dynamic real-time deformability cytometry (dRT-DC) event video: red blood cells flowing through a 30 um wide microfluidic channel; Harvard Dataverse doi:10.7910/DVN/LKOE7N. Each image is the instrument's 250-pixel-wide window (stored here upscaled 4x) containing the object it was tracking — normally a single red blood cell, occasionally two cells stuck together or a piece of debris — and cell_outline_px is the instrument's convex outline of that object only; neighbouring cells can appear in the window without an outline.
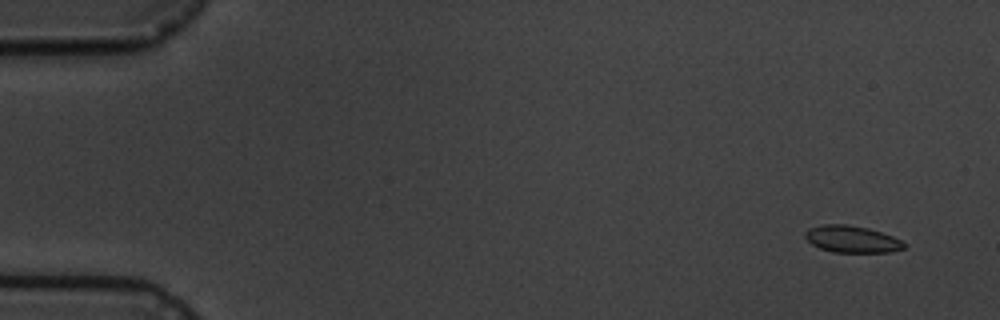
{"species": "common noctule bat (a hibernating species)", "species_latin": "Nyctalus noctula", "temperature_condition": "cold", "stored_images_in_passage": 4, "camera_frame_rate_fps": 3000, "um_per_image_px": 0.085, "animal": {"sex": "male", "body_mass_g": 19.5, "forearm_length_mm": 54.6}, "frame": {"image": 1, "passage_image": 1, "time_ms": 0.0, "image_size_px": [1000, 320], "cell_outline_px": [[908, 244], [904, 248], [892, 252], [832, 252], [820, 248], [812, 244], [804, 236], [804, 232], [808, 228], [824, 224], [844, 224], [868, 228], [892, 236]], "centroid_in_image_um": [72.41, 20.33], "position_along_channel_um": 12.6, "area_um2": 15.49}}